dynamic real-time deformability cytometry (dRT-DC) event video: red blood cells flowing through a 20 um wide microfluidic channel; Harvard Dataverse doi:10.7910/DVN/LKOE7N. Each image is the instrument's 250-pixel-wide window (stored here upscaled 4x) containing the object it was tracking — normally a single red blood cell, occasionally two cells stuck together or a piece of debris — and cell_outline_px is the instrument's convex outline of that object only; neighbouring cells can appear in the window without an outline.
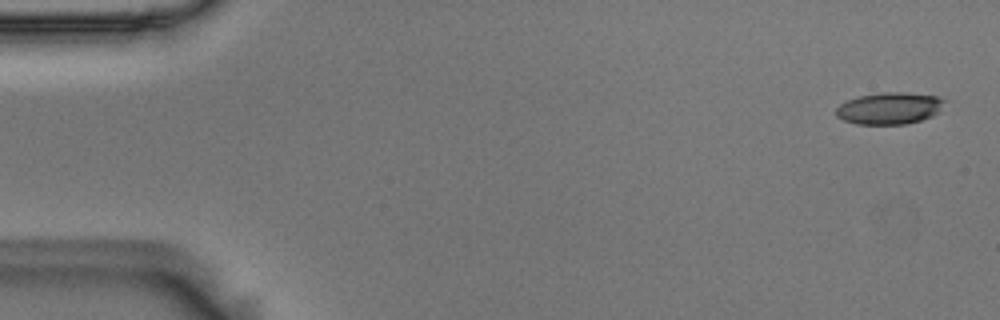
{"species": "Egyptian fruit bat (a non-hibernating species)", "species_latin": "Rousettus aegyptiacus", "temperature_condition": "room temperature", "stored_images_in_passage": 5, "camera_frame_rate_fps": 3000, "um_per_image_px": 0.085, "animal": {"sex": "male"}, "frame": {"image": 1, "passage_image": 1, "time_ms": 0.0, "image_size_px": [1000, 320], "cell_outline_px": [[948, 100], [940, 112], [932, 116], [920, 120], [904, 124], [856, 124], [844, 120], [836, 116], [836, 108], [840, 104], [848, 100], [860, 96], [884, 92], [908, 92], [936, 96]], "centroid_in_image_um": [75.65, 9.2], "position_along_channel_um": 9.3, "area_um2": 20.23}}